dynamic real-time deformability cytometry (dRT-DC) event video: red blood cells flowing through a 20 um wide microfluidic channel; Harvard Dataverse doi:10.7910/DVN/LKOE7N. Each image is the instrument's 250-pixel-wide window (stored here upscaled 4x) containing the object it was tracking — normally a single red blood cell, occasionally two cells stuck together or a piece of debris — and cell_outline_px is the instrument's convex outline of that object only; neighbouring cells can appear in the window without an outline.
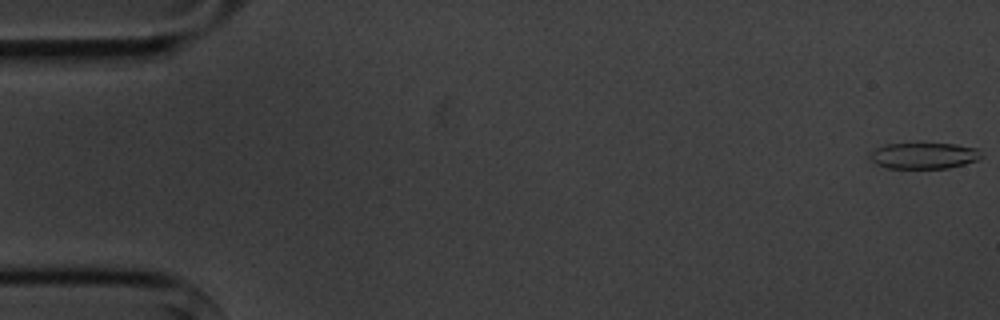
{"species": "common noctule bat (a hibernating species)", "species_latin": "Nyctalus noctula", "temperature_condition": "cold", "stored_images_in_passage": 5, "camera_frame_rate_fps": 3000, "um_per_image_px": 0.085, "animal": {"sex": "male", "body_mass_g": 20.1, "forearm_length_mm": 53.5}, "frame": {"image": 1, "passage_image": 1, "time_ms": 0.0, "image_size_px": [1000, 320], "cell_outline_px": [[984, 156], [980, 160], [948, 168], [884, 168], [876, 164], [868, 156], [876, 148], [884, 144], [956, 144], [976, 148]], "centroid_in_image_um": [78.55, 13.24], "position_along_channel_um": 6.5, "area_um2": 16.99}}